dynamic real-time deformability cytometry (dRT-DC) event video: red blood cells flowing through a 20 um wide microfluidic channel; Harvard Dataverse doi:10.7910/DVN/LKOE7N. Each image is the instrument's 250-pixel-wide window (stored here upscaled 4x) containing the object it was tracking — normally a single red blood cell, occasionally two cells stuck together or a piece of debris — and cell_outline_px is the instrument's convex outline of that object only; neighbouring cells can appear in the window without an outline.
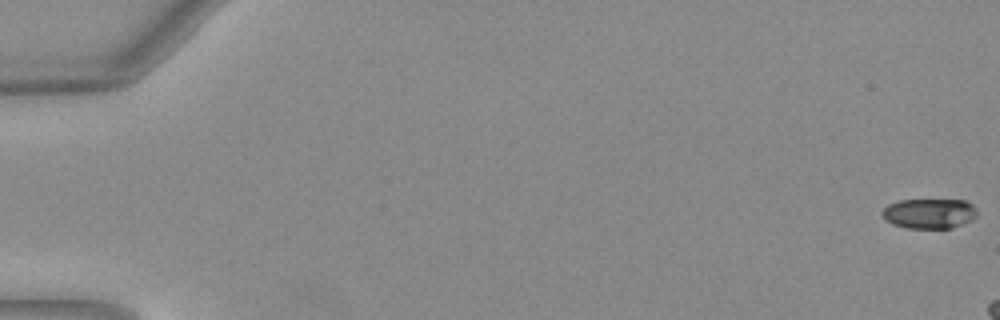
{"species": "Egyptian fruit bat (a non-hibernating species)", "species_latin": "Rousettus aegyptiacus", "temperature_condition": "warm", "stored_images_in_passage": 10, "camera_frame_rate_fps": 3000, "um_per_image_px": 0.085, "animal": {"sex": "female"}, "frame": {"image": 1, "passage_image": 1, "time_ms": 0.0, "image_size_px": [1000, 320], "cell_outline_px": [[976, 216], [972, 220], [952, 228], [908, 228], [892, 224], [884, 220], [880, 212], [888, 204], [900, 200], [964, 200], [972, 204], [976, 208]], "centroid_in_image_um": [78.96, 18.15], "position_along_channel_um": 6.0, "area_um2": 16.7}}